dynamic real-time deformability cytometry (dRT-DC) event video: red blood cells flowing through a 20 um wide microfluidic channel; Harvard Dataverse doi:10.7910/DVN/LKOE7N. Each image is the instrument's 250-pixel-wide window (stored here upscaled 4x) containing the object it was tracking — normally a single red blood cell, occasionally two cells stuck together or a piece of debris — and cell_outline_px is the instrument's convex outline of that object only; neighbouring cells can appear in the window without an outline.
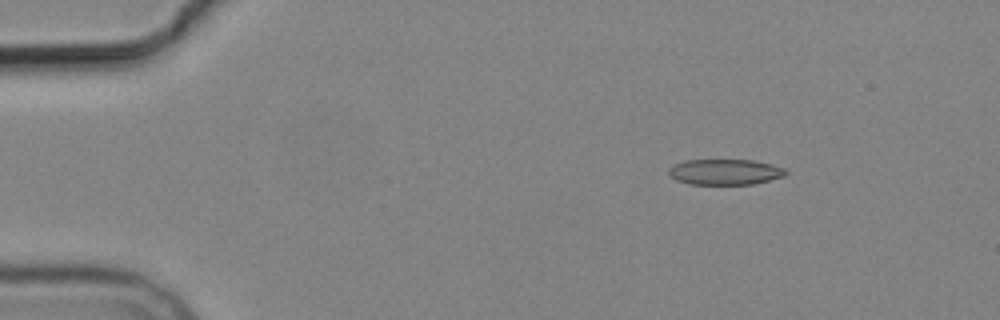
{"species": "common noctule bat (a hibernating species)", "species_latin": "Nyctalus noctula", "temperature_condition": "cold", "stored_images_in_passage": 3, "camera_frame_rate_fps": 3000, "um_per_image_px": 0.085, "animal": {"sex": "male", "body_mass_g": 19.2, "forearm_length_mm": 51.8}, "frame": {"image": 1, "passage_image": 2, "time_ms": 2.333, "image_size_px": [1000, 320], "cell_outline_px": [[788, 172], [784, 176], [752, 184], [688, 184], [676, 180], [668, 176], [668, 168], [684, 160], [752, 160], [772, 164], [784, 168]], "centroid_in_image_um": [61.59, 14.61], "position_along_channel_um": 23.4, "area_um2": 17.51}}